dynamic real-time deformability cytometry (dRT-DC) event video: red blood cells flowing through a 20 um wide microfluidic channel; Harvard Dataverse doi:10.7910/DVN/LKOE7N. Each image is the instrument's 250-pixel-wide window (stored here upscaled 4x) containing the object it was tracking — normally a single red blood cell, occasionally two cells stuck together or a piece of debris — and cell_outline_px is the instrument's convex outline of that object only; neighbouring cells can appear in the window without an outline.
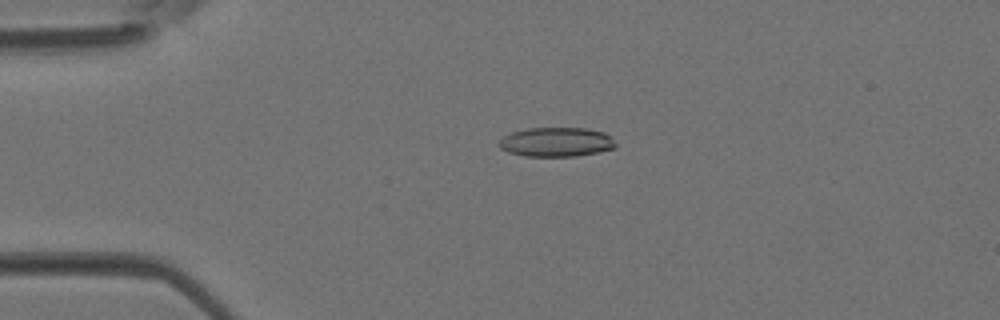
{"species": "Egyptian fruit bat (a non-hibernating species)", "species_latin": "Rousettus aegyptiacus", "temperature_condition": "room temperature", "stored_images_in_passage": 3, "camera_frame_rate_fps": 3000, "um_per_image_px": 0.085, "animal": {"sex": "female"}, "frame": {"image": 1, "passage_image": 1, "time_ms": 0.0, "image_size_px": [1000, 320], "cell_outline_px": [[616, 148], [576, 156], [524, 156], [508, 152], [500, 148], [500, 140], [504, 136], [512, 132], [528, 128], [584, 128], [604, 132], [612, 136], [616, 144]], "centroid_in_image_um": [47.31, 12.07], "position_along_channel_um": 37.7, "area_um2": 19.88}}
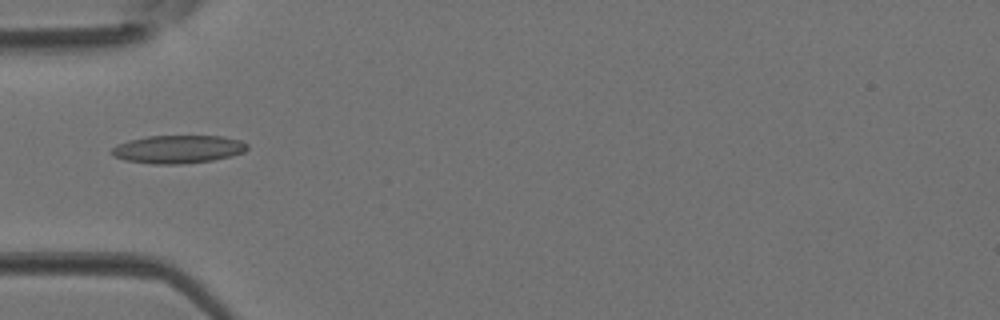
{"frame": {"image": 2, "passage_image": 2, "time_ms": 0.333, "image_size_px": [1000, 320], "cell_outline_px": [[248, 148], [244, 152], [232, 156], [212, 160], [184, 164], [152, 164], [124, 160], [112, 156], [108, 152], [116, 144], [128, 140], [148, 136], [224, 136], [240, 140], [248, 144]], "centroid_in_image_um": [15.1, 12.69], "position_along_channel_um": 69.9, "area_um2": 22.48}}
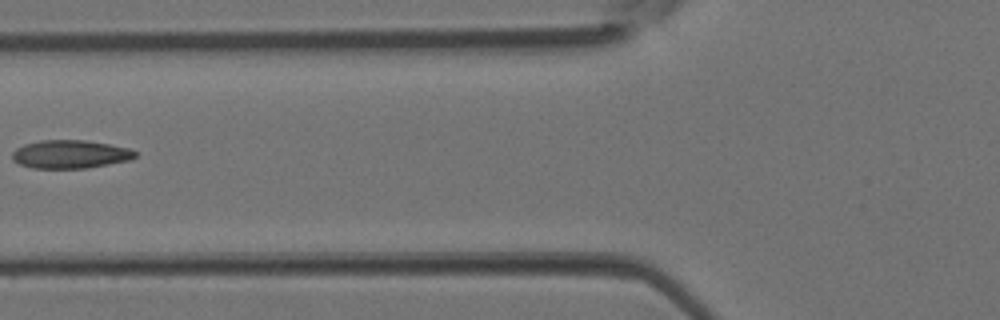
{"frame": {"image": 3, "passage_image": 3, "time_ms": 0.667, "image_size_px": [1000, 320], "cell_outline_px": [[136, 156], [132, 160], [88, 168], [32, 168], [20, 164], [12, 160], [12, 152], [16, 148], [24, 144], [40, 140], [84, 140], [108, 144], [128, 148], [136, 152]], "centroid_in_image_um": [5.96, 13.11], "position_along_channel_um": 119.8, "area_um2": 20.35}}